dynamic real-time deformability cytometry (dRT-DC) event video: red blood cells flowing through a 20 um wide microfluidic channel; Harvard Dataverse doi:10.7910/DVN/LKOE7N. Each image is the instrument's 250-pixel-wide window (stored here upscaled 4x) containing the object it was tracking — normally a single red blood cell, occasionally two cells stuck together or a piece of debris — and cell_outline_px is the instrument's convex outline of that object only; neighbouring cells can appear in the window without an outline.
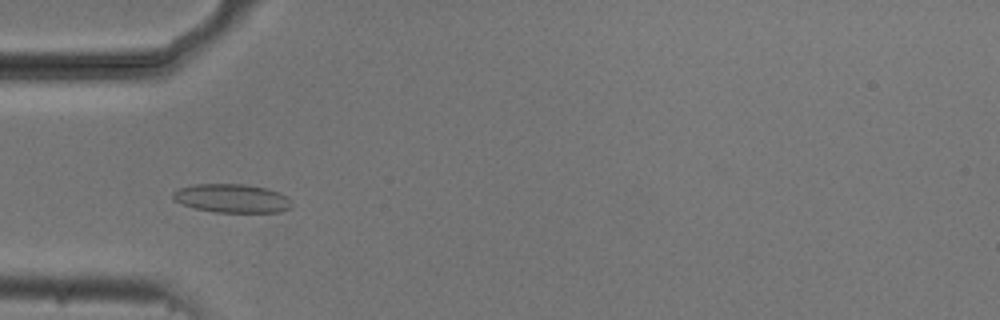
{"species": "common noctule bat (a hibernating species)", "species_latin": "Nyctalus noctula", "temperature_condition": "cold", "stored_images_in_passage": 45, "camera_frame_rate_fps": 3000, "um_per_image_px": 0.085, "animal": {"sex": "male", "body_mass_g": 20.5, "forearm_length_mm": 52.5}, "frame": {"image": 1, "passage_image": 8, "time_ms": 2.333, "image_size_px": [1000, 320], "cell_outline_px": [[292, 208], [280, 212], [216, 212], [196, 208], [172, 200], [172, 192], [180, 188], [196, 184], [244, 184], [268, 188], [280, 192], [292, 204]], "centroid_in_image_um": [19.72, 16.85], "position_along_channel_um": 65.3, "area_um2": 19.77}}
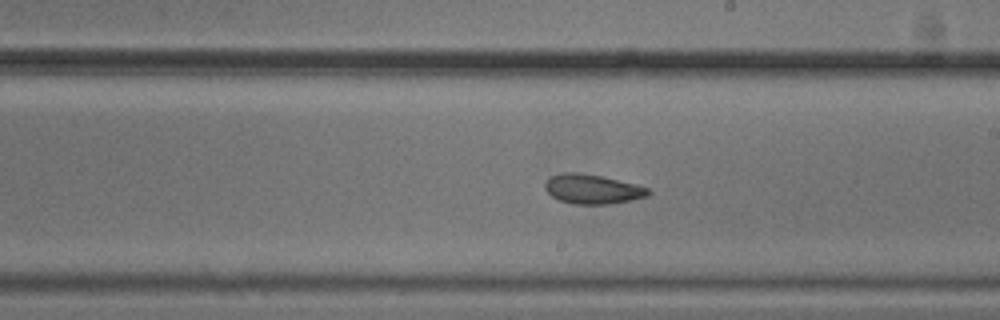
{"frame": {"image": 2, "passage_image": 22, "time_ms": 7.0, "image_size_px": [1000, 320], "cell_outline_px": [[652, 192], [648, 196], [608, 204], [572, 204], [560, 200], [552, 196], [544, 188], [544, 184], [548, 176], [560, 172], [576, 172], [600, 176], [636, 184], [648, 188]], "centroid_in_image_um": [50.31, 16.06], "position_along_channel_um": 238.7, "area_um2": 17.74}}
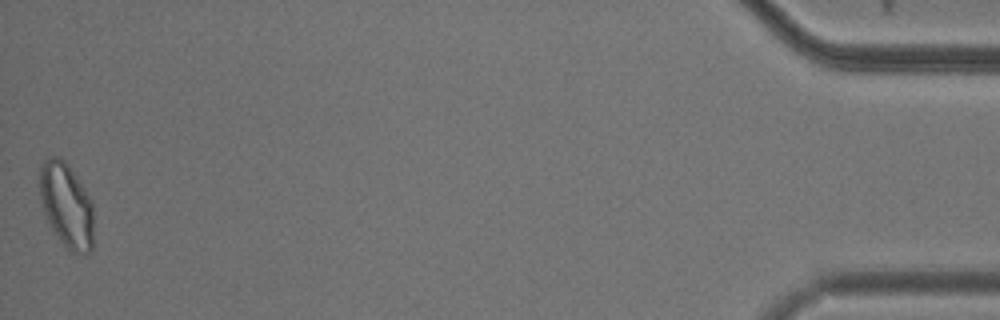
{"frame": {"image": 3, "passage_image": 45, "time_ms": 14.667, "image_size_px": [1000, 320], "cell_outline_px": [[92, 252], [84, 256], [72, 252], [60, 240], [52, 228], [44, 212], [40, 200], [40, 164], [48, 156], [60, 156], [64, 160], [92, 200]], "centroid_in_image_um": [5.65, 17.45], "position_along_channel_um": 429.6, "area_um2": 26.47}, "authors_computed_cell_mechanics": {"area_um2": 17.9758, "velocity_mm_per_s": 3.7138, "shape_relaxation_time_tau1_ms": 4.5293, "shape_relaxation_time_tau2_ms": 2.8184, "deformation_change_tau1": 0.1114, "deformation_change_tau2": 0.0824}}